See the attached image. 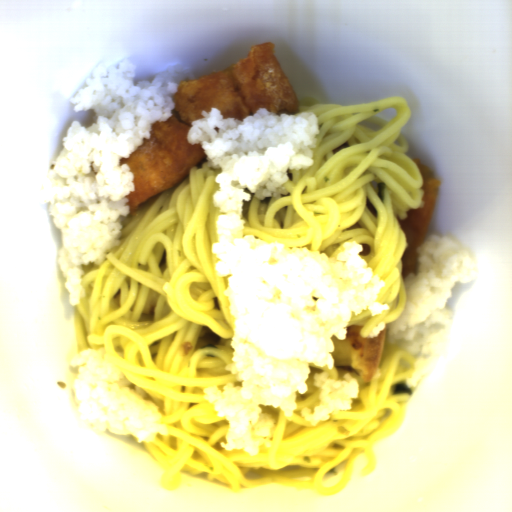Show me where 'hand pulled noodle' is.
Returning <instances> with one entry per match:
<instances>
[{
  "instance_id": "14784b9a",
  "label": "hand pulled noodle",
  "mask_w": 512,
  "mask_h": 512,
  "mask_svg": "<svg viewBox=\"0 0 512 512\" xmlns=\"http://www.w3.org/2000/svg\"><path fill=\"white\" fill-rule=\"evenodd\" d=\"M207 158L189 169L178 185L140 203L135 215L121 219L120 244L102 264L80 265L85 298L74 305L73 328L77 354L104 348L124 378L142 388L157 404L169 434L157 433L140 443L160 470L158 485L175 490L183 473L241 489L278 484L299 491L334 497L351 479L354 459L365 456L361 477L371 474L372 449L403 421L409 393H395L400 382L421 366L397 343L388 346L369 382L357 373L333 365L308 362L307 391L295 393L292 416L272 404H259V414L274 419L269 436L251 432V439L270 442L255 455L244 448L225 450L230 420L219 417L204 388H242L226 371L232 361L235 317L224 294L226 276H218L213 243L220 206L213 193L222 169ZM209 327L221 339L205 345L199 335ZM343 380L351 374L360 386L353 410L330 413L314 428L300 410L320 406L314 373Z\"/></svg>"
},
{
  "instance_id": "772679e5",
  "label": "hand pulled noodle",
  "mask_w": 512,
  "mask_h": 512,
  "mask_svg": "<svg viewBox=\"0 0 512 512\" xmlns=\"http://www.w3.org/2000/svg\"><path fill=\"white\" fill-rule=\"evenodd\" d=\"M300 112L318 119L316 147L309 148L313 164L286 170V195L258 199L243 189L250 201L242 199V237L284 243L288 252L306 248L335 261L345 242L361 244L365 268L385 283L374 302L389 310L375 316L367 308L351 311L346 326H360L361 339L370 337L406 307L402 257L409 243L398 218L425 205L423 175L400 134L411 109L403 98L388 96L353 105L304 104ZM378 182L386 184L385 204L377 198Z\"/></svg>"
}]
</instances>
